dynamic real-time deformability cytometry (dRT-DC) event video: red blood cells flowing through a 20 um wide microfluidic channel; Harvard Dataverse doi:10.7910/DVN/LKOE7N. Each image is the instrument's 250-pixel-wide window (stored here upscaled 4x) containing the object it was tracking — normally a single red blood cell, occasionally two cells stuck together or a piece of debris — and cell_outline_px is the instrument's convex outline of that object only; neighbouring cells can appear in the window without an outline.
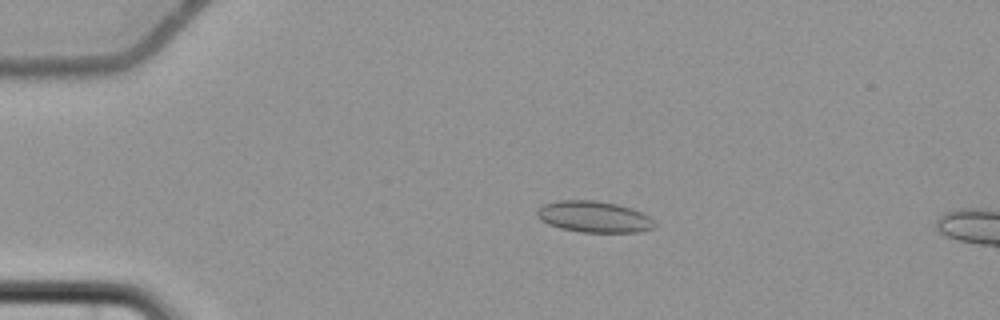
{"species": "common noctule bat (a hibernating species)", "species_latin": "Nyctalus noctula", "temperature_condition": "cold", "stored_images_in_passage": 4, "camera_frame_rate_fps": 3000, "um_per_image_px": 0.085, "animal": {"sex": "female", "body_mass_g": 22.7, "forearm_length_mm": 54.2}, "frame": {"image": 1, "passage_image": 3, "time_ms": 2.333, "image_size_px": [1000, 320], "cell_outline_px": [[656, 224], [652, 228], [640, 232], [580, 232], [560, 228], [548, 224], [540, 220], [536, 216], [536, 212], [544, 204], [560, 200], [596, 200], [616, 204], [632, 208], [648, 216]], "centroid_in_image_um": [50.47, 18.43], "position_along_channel_um": 34.5, "area_um2": 21.39}}